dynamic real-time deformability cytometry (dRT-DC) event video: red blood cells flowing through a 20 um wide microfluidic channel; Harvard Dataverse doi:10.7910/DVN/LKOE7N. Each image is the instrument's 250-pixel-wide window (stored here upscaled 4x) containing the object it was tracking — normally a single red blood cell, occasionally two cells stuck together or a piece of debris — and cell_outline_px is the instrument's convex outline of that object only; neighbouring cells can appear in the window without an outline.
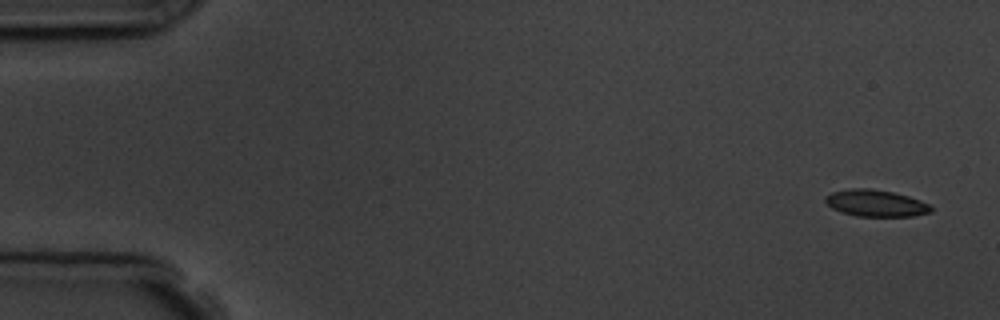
{"species": "common noctule bat (a hibernating species)", "species_latin": "Nyctalus noctula", "temperature_condition": "room temperature", "stored_images_in_passage": 6, "segment_of_instrument_passage": [1, 2], "camera_frame_rate_fps": 3000, "um_per_image_px": 0.085, "animal": {"sex": "male", "body_mass_g": 19.5, "forearm_length_mm": 54.6}, "frame": {"image": 1, "passage_image": 1, "time_ms": 0.0, "image_size_px": [1000, 320], "cell_outline_px": [[932, 212], [912, 216], [856, 216], [832, 208], [824, 200], [824, 196], [832, 192], [848, 188], [868, 188], [892, 192], [908, 196], [920, 200], [928, 204], [932, 208]], "centroid_in_image_um": [74.43, 17.26], "position_along_channel_um": 10.6, "area_um2": 16.36}}
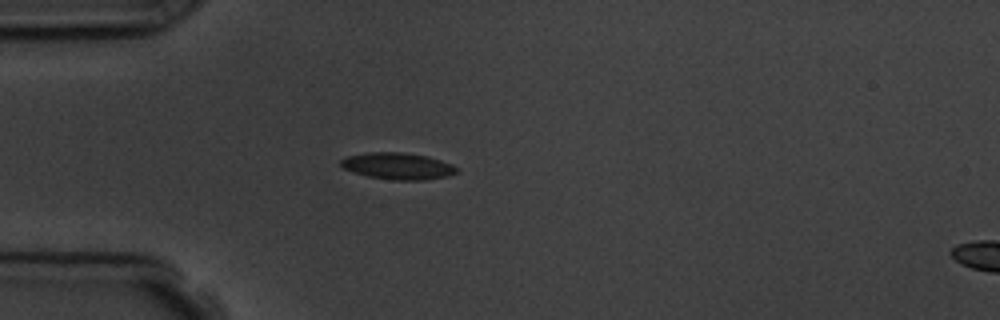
{"frame": {"image": 2, "passage_image": 5, "time_ms": 4.333, "image_size_px": [1000, 320], "cell_outline_px": [[456, 172], [448, 176], [424, 180], [392, 180], [368, 176], [352, 172], [344, 168], [340, 164], [340, 160], [348, 156], [368, 152], [404, 152], [428, 156], [452, 164], [456, 168]], "centroid_in_image_um": [33.8, 14.11], "position_along_channel_um": 51.2, "area_um2": 17.98}}